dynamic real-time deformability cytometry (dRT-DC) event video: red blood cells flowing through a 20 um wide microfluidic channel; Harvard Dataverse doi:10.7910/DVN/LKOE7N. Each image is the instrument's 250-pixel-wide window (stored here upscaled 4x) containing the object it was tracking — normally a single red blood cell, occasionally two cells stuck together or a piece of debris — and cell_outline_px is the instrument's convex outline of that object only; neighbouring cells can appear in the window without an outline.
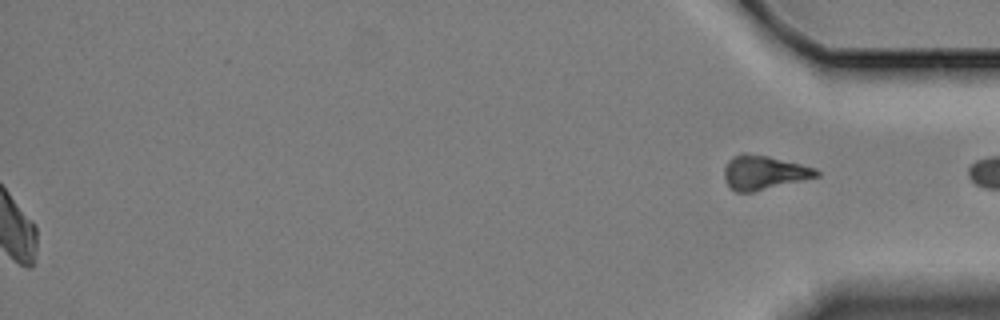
{"species": "Egyptian fruit bat (a non-hibernating species)", "species_latin": "Rousettus aegyptiacus", "temperature_condition": "cold", "stored_images_in_passage": 61, "segment_of_instrument_passage": [2, 2], "camera_frame_rate_fps": 3000, "um_per_image_px": 0.085, "animal": {"sex": "female"}, "frame": {"image": 1, "passage_image": 61, "time_ms": 20.0, "image_size_px": [1000, 320], "cell_outline_px": [[820, 176], [752, 192], [736, 192], [724, 180], [724, 168], [728, 160], [732, 156], [744, 152], [768, 156], [816, 168], [820, 172]], "centroid_in_image_um": [64.91, 14.65], "position_along_channel_um": 370.3, "area_um2": 18.26}}